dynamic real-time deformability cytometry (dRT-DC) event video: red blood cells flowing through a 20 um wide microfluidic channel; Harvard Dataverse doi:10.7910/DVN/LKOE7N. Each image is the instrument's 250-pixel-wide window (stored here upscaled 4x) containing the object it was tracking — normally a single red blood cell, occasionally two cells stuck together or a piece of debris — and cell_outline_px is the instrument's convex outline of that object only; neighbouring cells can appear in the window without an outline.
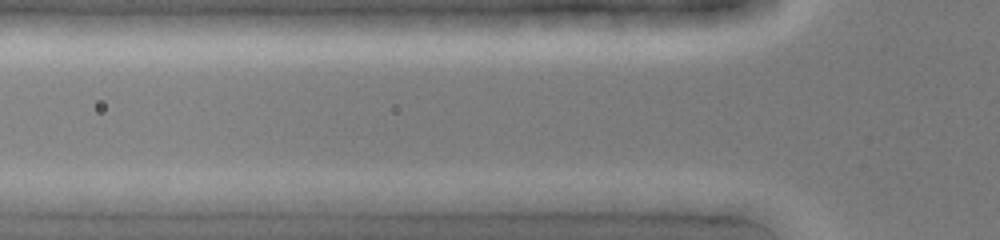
{"species": "common noctule bat (a hibernating species)", "species_latin": "Nyctalus noctula", "temperature_condition": "cold", "stored_images_in_passage": 5, "camera_frame_rate_fps": 3000, "um_per_image_px": 0.085, "animal": {"sex": "female", "body_mass_g": 19.0, "forearm_length_mm": 51.5}, "frame": {"image": 1, "passage_image": 5, "time_ms": 1.333, "image_size_px": [1000, 240], "cell_outline_px": [[652, 200], [644, 208], [556, 212], [548, 200], [556, 192], [632, 192]], "centroid_in_image_um": [50.73, 17.1], "position_along_channel_um": 75.1, "area_um2": 12.14}}